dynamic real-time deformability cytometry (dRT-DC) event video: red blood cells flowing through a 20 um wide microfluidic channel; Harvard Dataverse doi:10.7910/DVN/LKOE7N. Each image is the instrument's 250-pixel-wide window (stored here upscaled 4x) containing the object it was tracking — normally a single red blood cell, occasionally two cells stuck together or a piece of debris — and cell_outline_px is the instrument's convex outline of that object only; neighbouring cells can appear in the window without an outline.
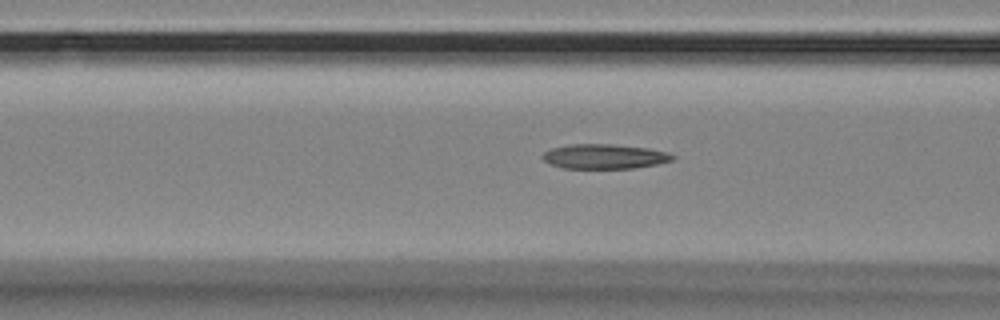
{"species": "Egyptian fruit bat (a non-hibernating species)", "species_latin": "Rousettus aegyptiacus", "temperature_condition": "room temperature", "stored_images_in_passage": 57, "camera_frame_rate_fps": 3000, "um_per_image_px": 0.085, "animal": {"sex": "female"}, "frame": {"image": 1, "passage_image": 22, "time_ms": 7.0, "image_size_px": [1000, 320], "cell_outline_px": [[676, 156], [672, 160], [656, 164], [636, 168], [564, 168], [548, 164], [540, 156], [544, 152], [552, 148], [568, 144], [616, 144], [648, 148], [668, 152]], "centroid_in_image_um": [51.36, 13.29], "position_along_channel_um": 115.2, "area_um2": 18.84}}
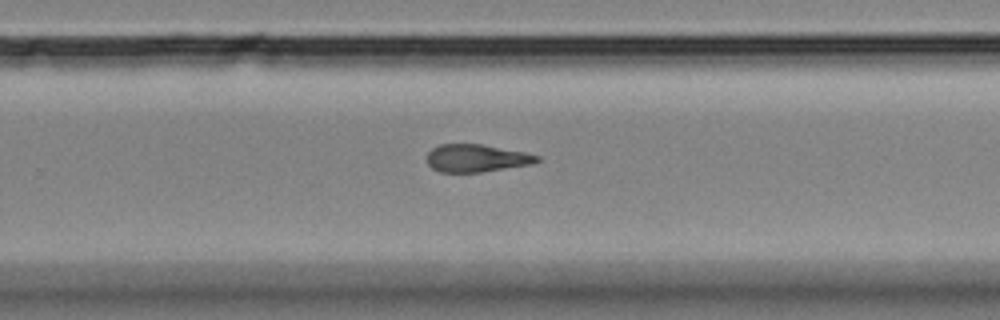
{"frame": {"image": 2, "passage_image": 37, "time_ms": 12.0, "image_size_px": [1000, 320], "cell_outline_px": [[540, 160], [532, 164], [480, 172], [440, 172], [432, 168], [428, 164], [428, 152], [432, 148], [440, 144], [480, 144], [524, 152], [540, 156]], "centroid_in_image_um": [40.49, 13.44], "position_along_channel_um": 289.3, "area_um2": 17.57}}
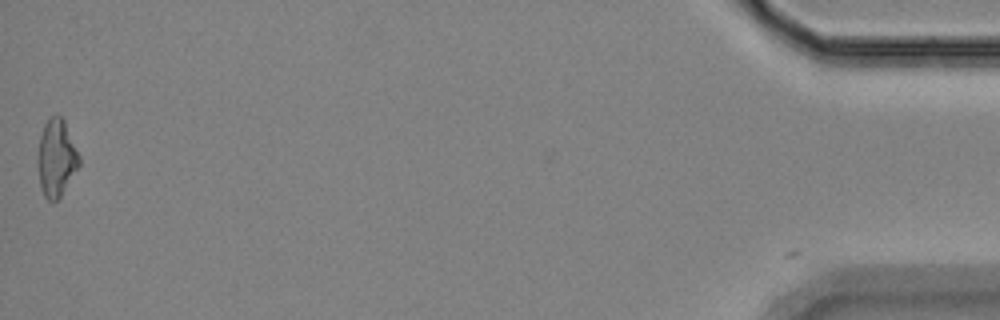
{"frame": {"image": 3, "passage_image": 57, "time_ms": 18.667, "image_size_px": [1000, 320], "cell_outline_px": [[80, 164], [60, 196], [56, 200], [48, 200], [44, 196], [40, 188], [36, 160], [36, 156], [40, 136], [44, 124], [48, 116], [60, 116], [64, 120], [80, 156]], "centroid_in_image_um": [4.76, 13.41], "position_along_channel_um": 430.4, "area_um2": 18.73}, "authors_computed_cell_mechanics": {"area_um2": 18.5538, "velocity_mm_per_s": 3.4838, "shape_relaxation_time_tau1_ms": null, "shape_relaxation_time_tau2_ms": 4.5361, "deformation_change_tau1": null, "deformation_change_tau2": 0.1333}}